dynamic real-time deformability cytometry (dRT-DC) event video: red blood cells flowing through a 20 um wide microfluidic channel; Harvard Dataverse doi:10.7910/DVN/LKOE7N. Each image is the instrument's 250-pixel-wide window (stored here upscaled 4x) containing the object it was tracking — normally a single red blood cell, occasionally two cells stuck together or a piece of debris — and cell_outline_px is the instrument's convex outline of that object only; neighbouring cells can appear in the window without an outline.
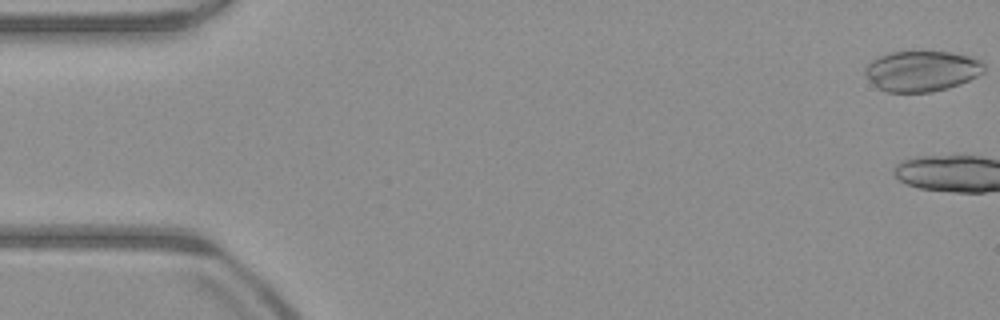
{"species": "common noctule bat (a hibernating species)", "species_latin": "Nyctalus noctula", "temperature_condition": "warm", "stored_images_in_passage": 5, "camera_frame_rate_fps": 3000, "um_per_image_px": 0.085, "animal": {"sex": "male", "body_mass_g": 23.1, "forearm_length_mm": 52.7}, "frame": {"image": 1, "passage_image": 1, "time_ms": 0.0, "image_size_px": [1000, 320], "cell_outline_px": [[984, 72], [960, 84], [948, 88], [932, 92], [888, 92], [880, 88], [864, 72], [864, 68], [872, 60], [880, 56], [892, 52], [952, 52], [972, 56], [980, 60], [984, 64]], "centroid_in_image_um": [78.4, 6.03], "position_along_channel_um": 6.6, "area_um2": 27.86}}